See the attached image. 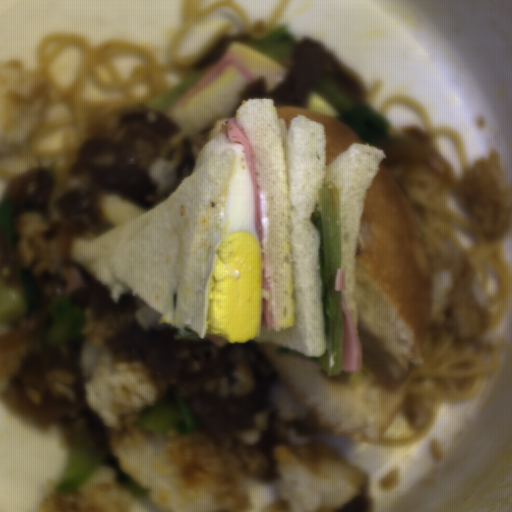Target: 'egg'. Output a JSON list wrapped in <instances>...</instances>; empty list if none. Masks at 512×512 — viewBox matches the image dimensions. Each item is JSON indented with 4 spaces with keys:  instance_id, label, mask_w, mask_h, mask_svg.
I'll use <instances>...</instances> for the list:
<instances>
[{
    "instance_id": "2",
    "label": "egg",
    "mask_w": 512,
    "mask_h": 512,
    "mask_svg": "<svg viewBox=\"0 0 512 512\" xmlns=\"http://www.w3.org/2000/svg\"><path fill=\"white\" fill-rule=\"evenodd\" d=\"M247 82L239 69L225 67L190 99L170 111L169 120L188 137L214 128L218 119L228 117L238 105Z\"/></svg>"
},
{
    "instance_id": "1",
    "label": "egg",
    "mask_w": 512,
    "mask_h": 512,
    "mask_svg": "<svg viewBox=\"0 0 512 512\" xmlns=\"http://www.w3.org/2000/svg\"><path fill=\"white\" fill-rule=\"evenodd\" d=\"M235 155L223 198L217 238L205 285L200 338L217 335L246 343L260 335L262 251L256 232L251 171L240 143L224 137Z\"/></svg>"
}]
</instances>
